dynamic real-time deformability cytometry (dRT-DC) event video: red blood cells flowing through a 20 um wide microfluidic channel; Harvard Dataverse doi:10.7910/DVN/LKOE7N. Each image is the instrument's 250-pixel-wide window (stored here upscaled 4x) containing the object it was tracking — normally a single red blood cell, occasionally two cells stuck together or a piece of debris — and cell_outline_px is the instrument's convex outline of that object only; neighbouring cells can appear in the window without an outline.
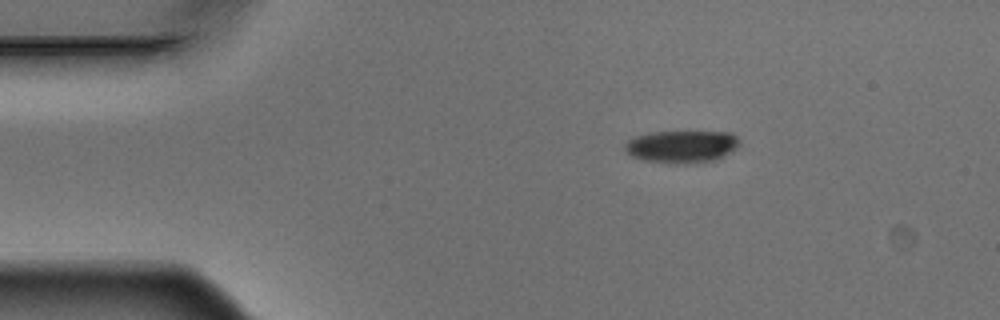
{"species": "Egyptian fruit bat (a non-hibernating species)", "species_latin": "Rousettus aegyptiacus", "temperature_condition": "warm", "stored_images_in_passage": 3, "camera_frame_rate_fps": 3000, "um_per_image_px": 0.085, "animal": {"sex": "male"}, "frame": {"image": 1, "passage_image": 1, "time_ms": 0.0, "image_size_px": [1000, 320], "cell_outline_px": [[740, 144], [736, 148], [712, 160], [692, 164], [668, 164], [644, 160], [632, 156], [624, 152], [624, 144], [632, 136], [652, 132], [732, 132], [740, 140]], "centroid_in_image_um": [57.88, 12.46], "position_along_channel_um": 27.1, "area_um2": 21.85}}